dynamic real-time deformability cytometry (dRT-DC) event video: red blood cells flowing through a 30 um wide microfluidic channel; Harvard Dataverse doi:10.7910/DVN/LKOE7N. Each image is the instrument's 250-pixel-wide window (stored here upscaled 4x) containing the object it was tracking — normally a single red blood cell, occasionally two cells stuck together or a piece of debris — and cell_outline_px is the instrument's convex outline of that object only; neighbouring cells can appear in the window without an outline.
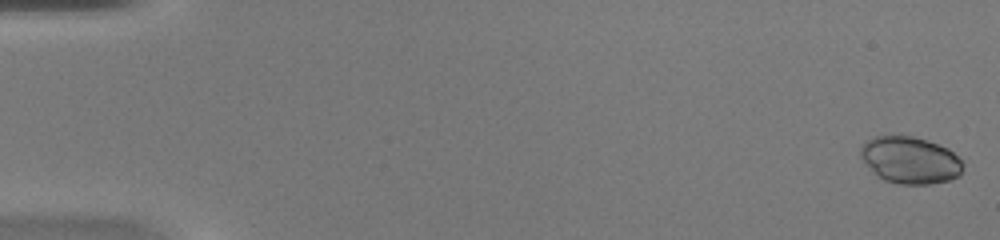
{"species": "common noctule bat (a hibernating species)", "species_latin": "Nyctalus noctula", "temperature_condition": "warm", "stored_images_in_passage": 50, "camera_frame_rate_fps": 3000, "um_per_image_px": 0.085, "animal": {"sex": "female", "body_mass_g": 20.0, "forearm_length_mm": 54.0}, "frame": {"image": 1, "passage_image": 1, "time_ms": 0.0, "image_size_px": [1000, 240], "cell_outline_px": [[964, 164], [960, 176], [948, 180], [928, 184], [900, 184], [884, 180], [876, 176], [860, 156], [860, 148], [868, 140], [876, 136], [912, 136], [948, 148]], "centroid_in_image_um": [77.35, 13.63], "position_along_channel_um": 7.6, "area_um2": 27.74}}
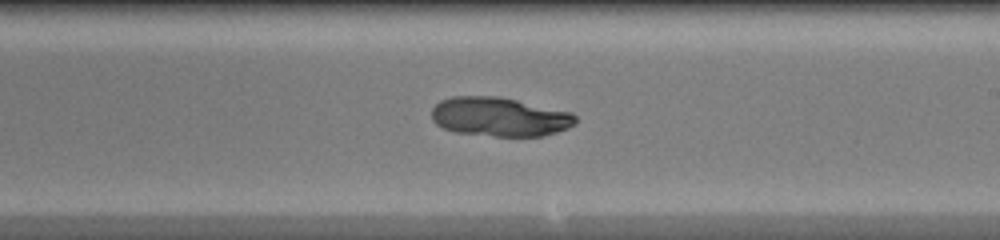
{"frame": {"image": 2, "passage_image": 30, "time_ms": 9.667, "image_size_px": [1000, 240], "cell_outline_px": [[576, 124], [568, 128], [556, 132], [540, 136], [496, 136], [456, 132], [444, 128], [436, 124], [432, 120], [432, 108], [440, 100], [452, 96], [500, 96], [572, 112], [576, 116]], "centroid_in_image_um": [42.47, 9.92], "position_along_channel_um": 246.5, "area_um2": 32.89}}
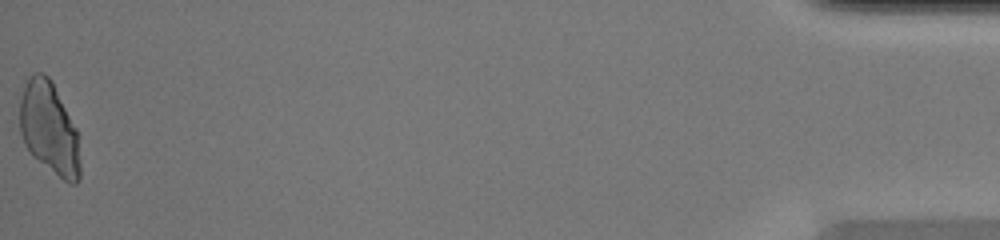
{"frame": {"image": 3, "passage_image": 50, "time_ms": 16.333, "image_size_px": [1000, 240], "cell_outline_px": [[80, 180], [76, 184], [68, 184], [32, 156], [24, 144], [20, 132], [20, 100], [24, 84], [28, 76], [32, 72], [40, 72], [48, 76], [52, 80], [76, 128], [80, 164]], "centroid_in_image_um": [4.17, 10.9], "position_along_channel_um": 431.0, "area_um2": 32.71}}